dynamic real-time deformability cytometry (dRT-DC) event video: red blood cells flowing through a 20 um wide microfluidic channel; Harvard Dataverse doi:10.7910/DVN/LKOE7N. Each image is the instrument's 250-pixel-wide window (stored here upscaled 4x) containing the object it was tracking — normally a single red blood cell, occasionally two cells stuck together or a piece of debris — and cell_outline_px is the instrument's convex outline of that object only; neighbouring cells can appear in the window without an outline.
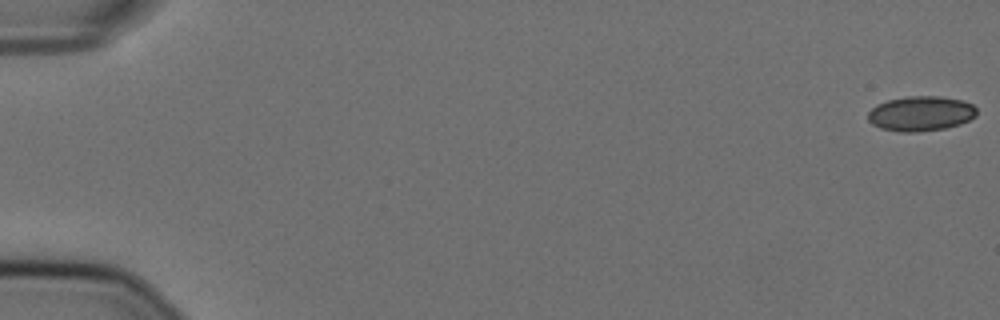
{"species": "Egyptian fruit bat (a non-hibernating species)", "species_latin": "Rousettus aegyptiacus", "temperature_condition": "cold", "stored_images_in_passage": 52, "camera_frame_rate_fps": 3000, "um_per_image_px": 0.085, "animal": {"sex": "female"}, "frame": {"image": 1, "passage_image": 1, "time_ms": 0.0, "image_size_px": [1000, 320], "cell_outline_px": [[976, 116], [960, 124], [944, 128], [916, 132], [896, 132], [880, 128], [872, 124], [868, 120], [868, 112], [876, 104], [888, 100], [908, 96], [940, 96], [964, 100], [972, 104], [976, 108]], "centroid_in_image_um": [78.25, 9.65], "position_along_channel_um": 6.7, "area_um2": 22.25}}
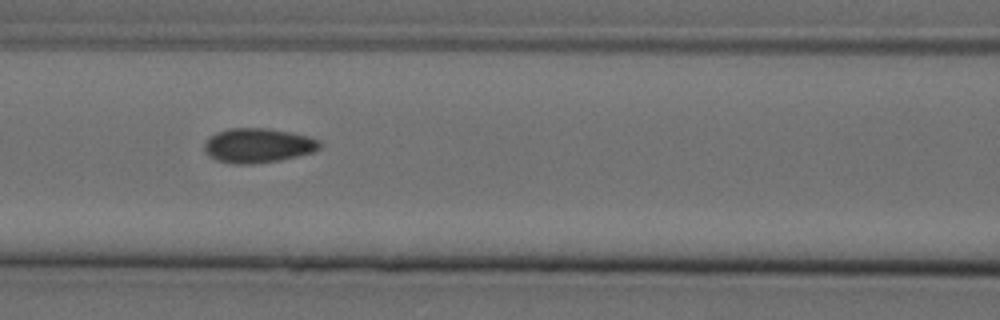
{"frame": {"image": 2, "passage_image": 26, "time_ms": 8.333, "image_size_px": [1000, 320], "cell_outline_px": [[320, 148], [312, 152], [280, 160], [252, 164], [232, 164], [216, 160], [208, 156], [204, 152], [204, 144], [208, 136], [216, 132], [228, 128], [268, 128], [308, 136], [320, 140]], "centroid_in_image_um": [21.87, 12.36], "position_along_channel_um": 144.7, "area_um2": 23.35}}
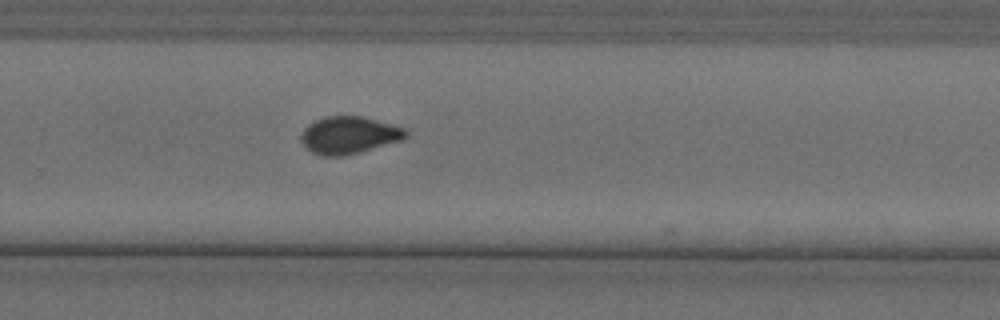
{"frame": {"image": 3, "passage_image": 39, "time_ms": 12.667, "image_size_px": [1000, 320], "cell_outline_px": [[408, 136], [404, 140], [344, 156], [320, 156], [312, 152], [300, 140], [300, 136], [304, 128], [308, 124], [316, 120], [328, 116], [364, 116], [408, 128]], "centroid_in_image_um": [29.72, 11.48], "position_along_channel_um": 300.1, "area_um2": 23.06}}